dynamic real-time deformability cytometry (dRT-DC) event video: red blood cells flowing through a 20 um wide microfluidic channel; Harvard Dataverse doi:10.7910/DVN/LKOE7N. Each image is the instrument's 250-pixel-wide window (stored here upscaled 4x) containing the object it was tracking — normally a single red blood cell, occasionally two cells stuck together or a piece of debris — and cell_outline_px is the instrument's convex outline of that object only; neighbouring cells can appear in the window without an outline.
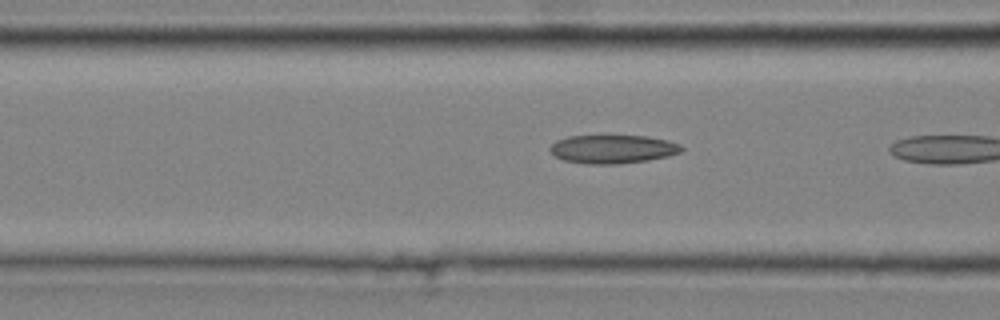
{"species": "common noctule bat (a hibernating species)", "species_latin": "Nyctalus noctula", "temperature_condition": "cold", "stored_images_in_passage": 4, "camera_frame_rate_fps": 3000, "um_per_image_px": 0.085, "animal": {"sex": "male", "body_mass_g": 20.4}, "frame": {"image": 1, "passage_image": 3, "time_ms": 0.667, "image_size_px": [1000, 320], "cell_outline_px": [[684, 148], [680, 152], [668, 156], [648, 160], [620, 164], [584, 164], [564, 160], [556, 156], [548, 148], [556, 140], [568, 136], [648, 136], [668, 140], [680, 144]], "centroid_in_image_um": [52.09, 12.67], "position_along_channel_um": 114.5, "area_um2": 21.91}}